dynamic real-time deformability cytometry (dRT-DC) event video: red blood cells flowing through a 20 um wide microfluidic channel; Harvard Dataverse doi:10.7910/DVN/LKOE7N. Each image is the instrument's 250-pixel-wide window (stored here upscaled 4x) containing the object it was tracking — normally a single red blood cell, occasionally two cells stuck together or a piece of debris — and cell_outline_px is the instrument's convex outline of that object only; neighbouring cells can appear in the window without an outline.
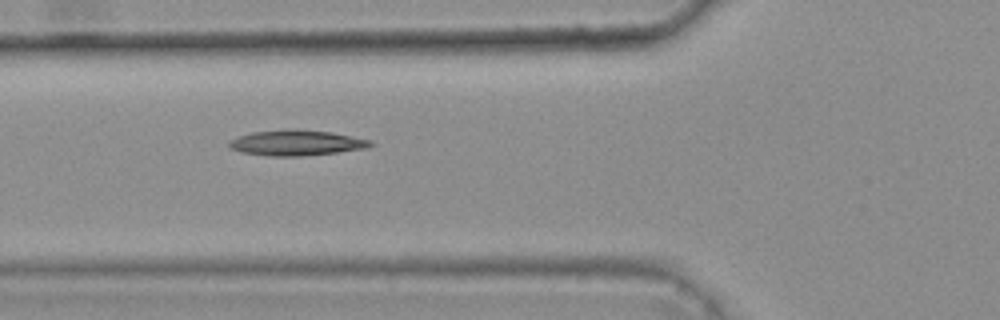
{"species": "common noctule bat (a hibernating species)", "species_latin": "Nyctalus noctula", "temperature_condition": "warm", "stored_images_in_passage": 7, "camera_frame_rate_fps": 3000, "um_per_image_px": 0.085, "animal": {"sex": "female", "body_mass_g": 25.1}, "frame": {"image": 1, "passage_image": 6, "time_ms": 1.667, "image_size_px": [1000, 320], "cell_outline_px": [[376, 144], [368, 148], [336, 152], [300, 156], [268, 156], [240, 152], [228, 148], [228, 140], [236, 136], [252, 132], [288, 128], [292, 128], [332, 132], [372, 140]], "centroid_in_image_um": [25.16, 12.13], "position_along_channel_um": 100.6, "area_um2": 21.44}}
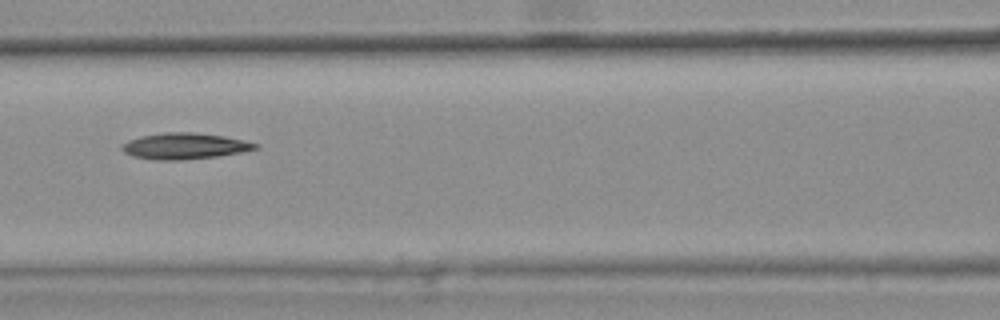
{"frame": {"image": 2, "passage_image": 7, "time_ms": 2.0, "image_size_px": [1000, 320], "cell_outline_px": [[260, 148], [240, 152], [216, 156], [180, 160], [160, 160], [132, 156], [124, 152], [120, 148], [128, 140], [140, 136], [164, 132], [192, 132], [224, 136], [244, 140], [256, 144]], "centroid_in_image_um": [15.67, 12.41], "position_along_channel_um": 150.9, "area_um2": 20.11}}